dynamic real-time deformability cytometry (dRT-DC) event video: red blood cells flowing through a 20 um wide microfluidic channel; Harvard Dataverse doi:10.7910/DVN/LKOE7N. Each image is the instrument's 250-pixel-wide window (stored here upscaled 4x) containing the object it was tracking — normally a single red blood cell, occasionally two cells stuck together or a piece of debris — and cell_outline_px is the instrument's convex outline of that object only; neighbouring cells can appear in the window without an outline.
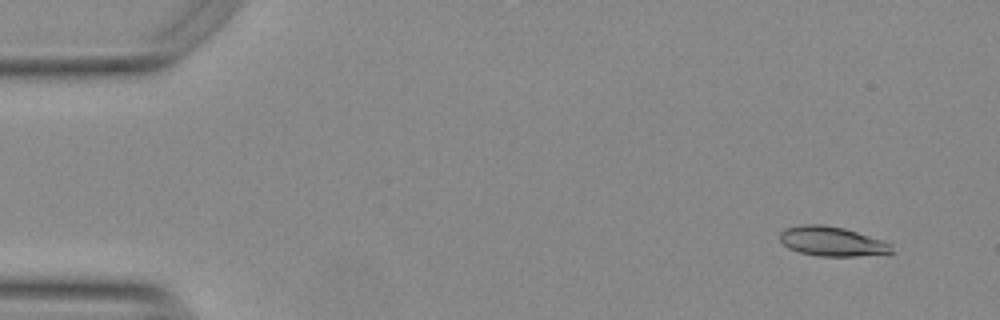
{"species": "Egyptian fruit bat (a non-hibernating species)", "species_latin": "Rousettus aegyptiacus", "temperature_condition": "warm", "stored_images_in_passage": 8, "camera_frame_rate_fps": 3000, "um_per_image_px": 0.085, "animal": {"sex": "female"}, "frame": {"image": 1, "passage_image": 1, "time_ms": 0.0, "image_size_px": [1000, 320], "cell_outline_px": [[896, 252], [856, 256], [820, 256], [800, 252], [788, 248], [780, 240], [780, 232], [784, 228], [800, 224], [824, 224], [844, 228], [892, 244]], "centroid_in_image_um": [70.7, 20.51], "position_along_channel_um": 14.3, "area_um2": 19.19}}